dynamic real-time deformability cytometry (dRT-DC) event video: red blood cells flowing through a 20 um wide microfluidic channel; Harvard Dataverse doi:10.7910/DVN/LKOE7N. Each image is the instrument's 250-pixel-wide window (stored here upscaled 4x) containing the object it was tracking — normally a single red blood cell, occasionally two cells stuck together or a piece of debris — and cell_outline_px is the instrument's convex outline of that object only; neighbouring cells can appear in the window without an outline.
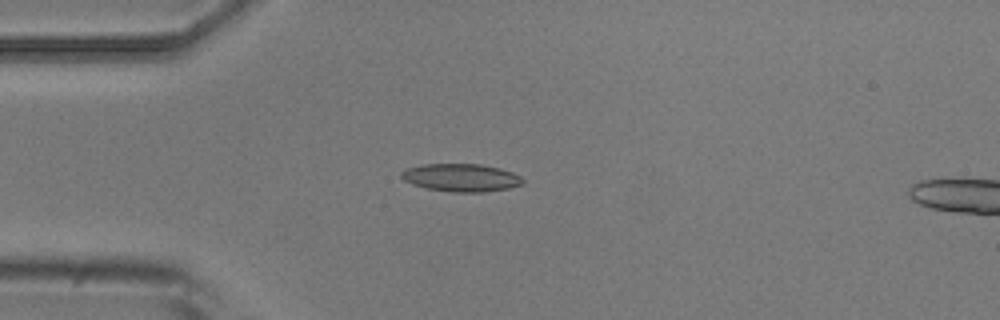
{"species": "common noctule bat (a hibernating species)", "species_latin": "Nyctalus noctula", "temperature_condition": "room temperature", "stored_images_in_passage": 5, "camera_frame_rate_fps": 3000, "um_per_image_px": 0.085, "animal": {"sex": "male", "body_mass_g": 20.5, "forearm_length_mm": 52.5}, "frame": {"image": 1, "passage_image": 4, "time_ms": 3.333, "image_size_px": [1000, 320], "cell_outline_px": [[524, 184], [508, 188], [484, 192], [452, 192], [424, 188], [412, 184], [404, 180], [400, 176], [400, 172], [404, 168], [424, 164], [480, 164], [500, 168], [512, 172], [520, 176], [524, 180]], "centroid_in_image_um": [39.17, 15.1], "position_along_channel_um": 45.8, "area_um2": 19.88}}